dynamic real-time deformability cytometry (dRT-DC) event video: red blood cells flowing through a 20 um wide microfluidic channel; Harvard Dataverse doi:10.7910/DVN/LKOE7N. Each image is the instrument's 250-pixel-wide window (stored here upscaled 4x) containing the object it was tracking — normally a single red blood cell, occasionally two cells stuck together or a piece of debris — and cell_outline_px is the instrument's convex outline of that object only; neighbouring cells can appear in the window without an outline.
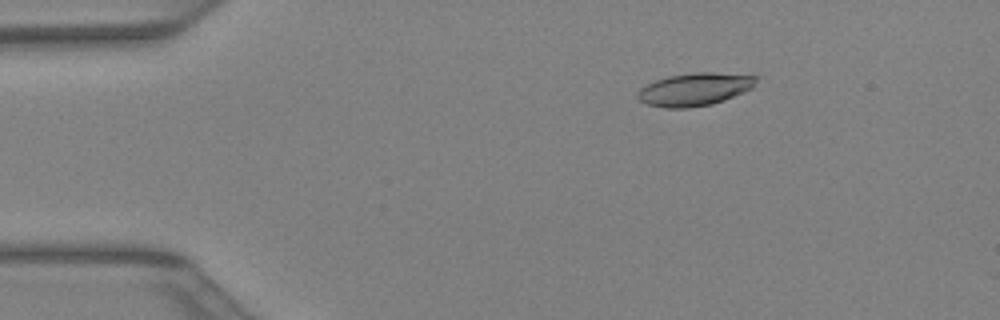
{"species": "Egyptian fruit bat (a non-hibernating species)", "species_latin": "Rousettus aegyptiacus", "temperature_condition": "warm", "stored_images_in_passage": 39, "camera_frame_rate_fps": 3000, "um_per_image_px": 0.085, "animal": {"sex": "female"}, "frame": {"image": 1, "passage_image": 5, "time_ms": 1.333, "image_size_px": [1000, 320], "cell_outline_px": [[760, 76], [752, 88], [744, 92], [724, 100], [712, 104], [688, 108], [664, 108], [648, 104], [640, 100], [636, 96], [636, 92], [640, 88], [656, 80], [668, 76], [696, 72], [712, 72]], "centroid_in_image_um": [59.06, 7.59], "position_along_channel_um": 25.9, "area_um2": 22.72}}
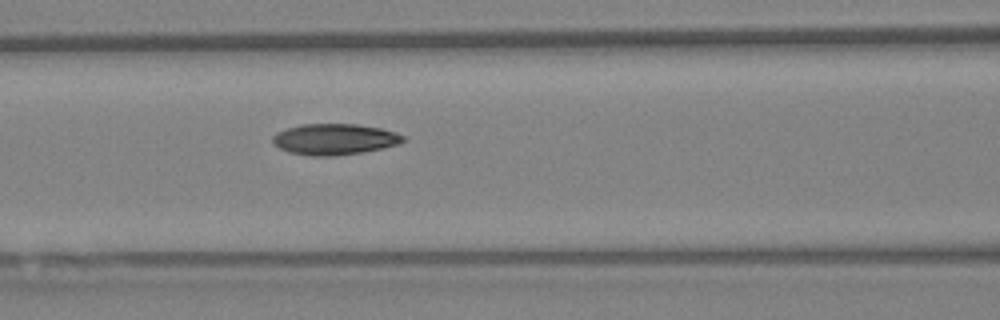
{"frame": {"image": 2, "passage_image": 16, "time_ms": 5.0, "image_size_px": [1000, 320], "cell_outline_px": [[404, 140], [396, 144], [380, 148], [360, 152], [332, 156], [312, 156], [288, 152], [272, 144], [272, 136], [276, 132], [300, 124], [356, 124], [380, 128], [396, 132], [404, 136]], "centroid_in_image_um": [28.37, 11.83], "position_along_channel_um": 138.2, "area_um2": 23.41}}
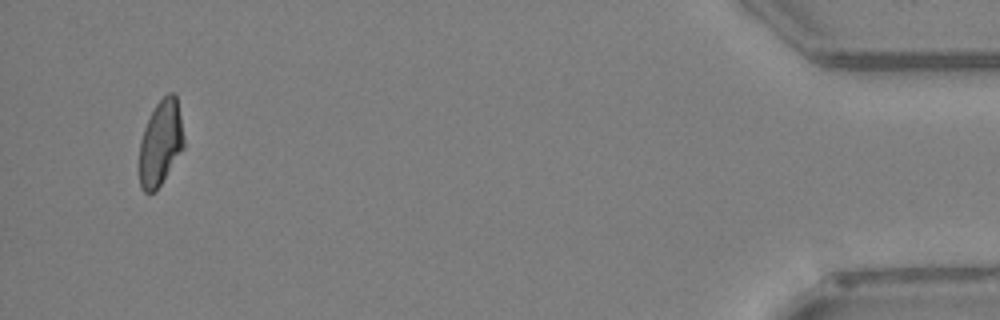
{"frame": {"image": 3, "passage_image": 38, "time_ms": 12.333, "image_size_px": [1000, 320], "cell_outline_px": [[184, 148], [160, 184], [152, 192], [144, 192], [140, 188], [140, 140], [144, 128], [156, 104], [168, 92], [172, 92], [176, 96], [180, 116], [184, 140]], "centroid_in_image_um": [13.65, 12.14], "position_along_channel_um": 421.6, "area_um2": 21.68}}